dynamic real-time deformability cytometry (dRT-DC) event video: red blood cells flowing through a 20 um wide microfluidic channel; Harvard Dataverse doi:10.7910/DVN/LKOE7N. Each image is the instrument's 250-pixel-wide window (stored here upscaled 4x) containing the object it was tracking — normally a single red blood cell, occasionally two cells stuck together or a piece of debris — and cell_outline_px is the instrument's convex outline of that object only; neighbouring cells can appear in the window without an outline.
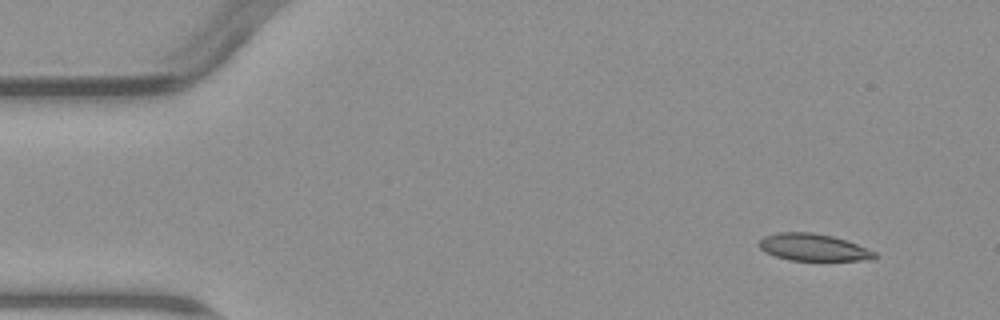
{"species": "common noctule bat (a hibernating species)", "species_latin": "Nyctalus noctula", "temperature_condition": "warm", "stored_images_in_passage": 4, "camera_frame_rate_fps": 3000, "um_per_image_px": 0.085, "animal": {"sex": "male", "body_mass_g": 23.1, "forearm_length_mm": 52.7}, "frame": {"image": 1, "passage_image": 1, "time_ms": 0.0, "image_size_px": [1000, 320], "cell_outline_px": [[880, 256], [876, 260], [788, 260], [764, 252], [760, 248], [760, 240], [764, 236], [776, 232], [812, 232], [832, 236], [856, 244], [876, 252]], "centroid_in_image_um": [69.16, 21.03], "position_along_channel_um": 15.8, "area_um2": 18.26}}
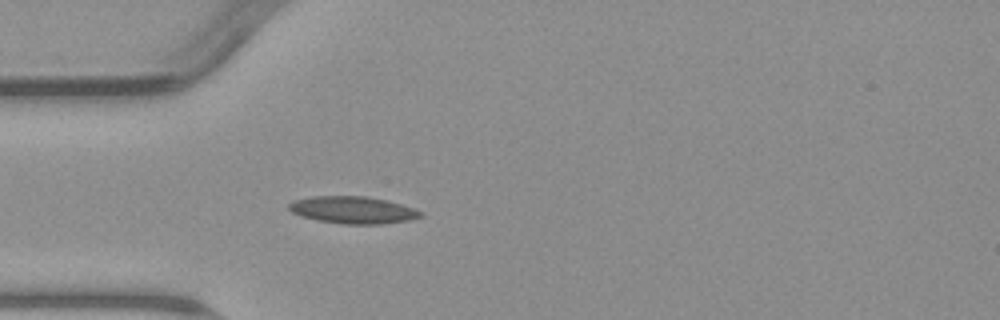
{"frame": {"image": 2, "passage_image": 4, "time_ms": 3.667, "image_size_px": [1000, 320], "cell_outline_px": [[424, 216], [408, 220], [380, 224], [344, 224], [320, 220], [300, 216], [292, 212], [288, 208], [288, 204], [292, 200], [312, 196], [368, 196], [388, 200], [424, 212]], "centroid_in_image_um": [29.99, 17.84], "position_along_channel_um": 55.0, "area_um2": 20.87}}